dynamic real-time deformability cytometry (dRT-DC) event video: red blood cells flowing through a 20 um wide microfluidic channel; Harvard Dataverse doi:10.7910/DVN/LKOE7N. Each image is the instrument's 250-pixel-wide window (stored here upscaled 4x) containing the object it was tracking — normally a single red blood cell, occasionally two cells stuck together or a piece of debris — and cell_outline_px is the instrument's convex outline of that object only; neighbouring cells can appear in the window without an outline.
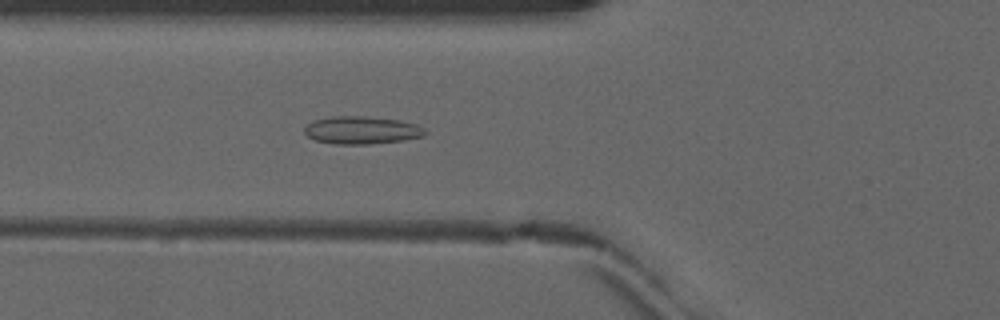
{"species": "common noctule bat (a hibernating species)", "species_latin": "Nyctalus noctula", "temperature_condition": "warm", "stored_images_in_passage": 15, "camera_frame_rate_fps": 3000, "um_per_image_px": 0.085, "animal": {"sex": "male", "forearm_length_mm": 52.5}, "frame": {"image": 1, "passage_image": 3, "time_ms": 0.667, "image_size_px": [1000, 320], "cell_outline_px": [[428, 132], [424, 136], [404, 140], [368, 144], [336, 144], [316, 140], [308, 136], [304, 132], [304, 128], [312, 120], [332, 116], [364, 116], [396, 120], [416, 124], [424, 128]], "centroid_in_image_um": [30.74, 11.06], "position_along_channel_um": 95.1, "area_um2": 19.42}}
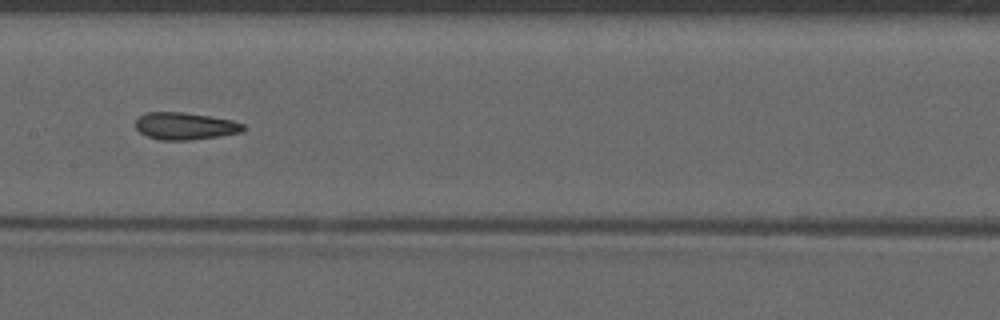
{"frame": {"image": 2, "passage_image": 10, "time_ms": 3.0, "image_size_px": [1000, 320], "cell_outline_px": [[244, 128], [240, 132], [192, 140], [160, 140], [148, 136], [140, 132], [136, 128], [136, 120], [140, 116], [148, 112], [180, 112], [208, 116], [232, 120], [244, 124]], "centroid_in_image_um": [15.7, 10.71], "position_along_channel_um": 191.7, "area_um2": 16.76}}
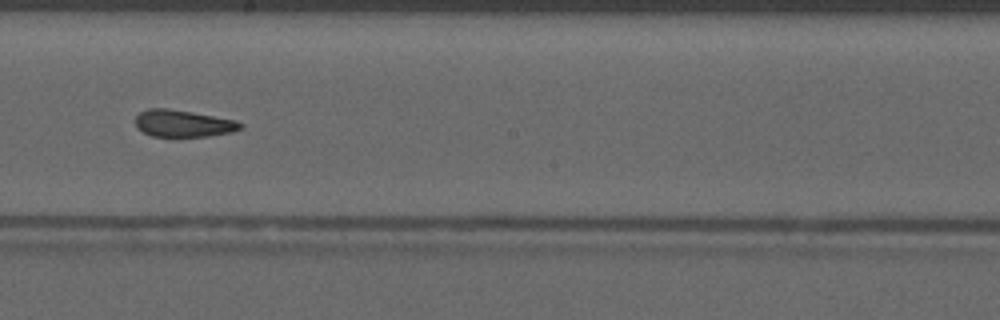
{"frame": {"image": 3, "passage_image": 13, "time_ms": 4.0, "image_size_px": [1000, 320], "cell_outline_px": [[244, 128], [232, 132], [208, 136], [152, 136], [136, 128], [136, 116], [140, 112], [148, 108], [168, 108], [192, 112], [236, 120], [244, 124]], "centroid_in_image_um": [15.59, 10.49], "position_along_channel_um": 232.6, "area_um2": 16.53}}